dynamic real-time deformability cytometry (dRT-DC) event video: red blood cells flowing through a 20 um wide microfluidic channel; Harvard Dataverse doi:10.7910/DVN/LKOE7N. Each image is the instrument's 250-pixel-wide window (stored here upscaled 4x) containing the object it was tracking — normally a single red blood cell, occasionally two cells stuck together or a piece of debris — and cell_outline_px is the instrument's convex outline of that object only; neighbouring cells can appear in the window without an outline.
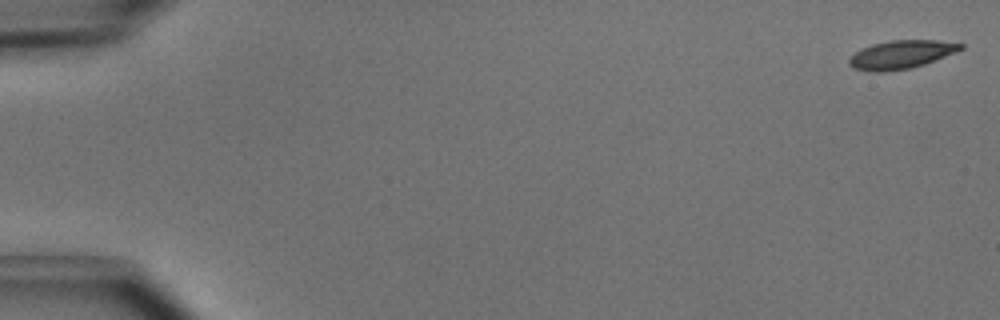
{"species": "common noctule bat (a hibernating species)", "species_latin": "Nyctalus noctula", "temperature_condition": "cold", "stored_images_in_passage": 50, "camera_frame_rate_fps": 3000, "um_per_image_px": 0.085, "animal": {"sex": "male", "body_mass_g": 15.6}, "frame": {"image": 1, "passage_image": 1, "time_ms": 0.0, "image_size_px": [1000, 320], "cell_outline_px": [[964, 48], [956, 52], [924, 64], [908, 68], [884, 72], [868, 72], [852, 68], [848, 64], [848, 60], [860, 48], [872, 44], [892, 40], [936, 40], [964, 44]], "centroid_in_image_um": [76.56, 4.64], "position_along_channel_um": 8.4, "area_um2": 18.44}}
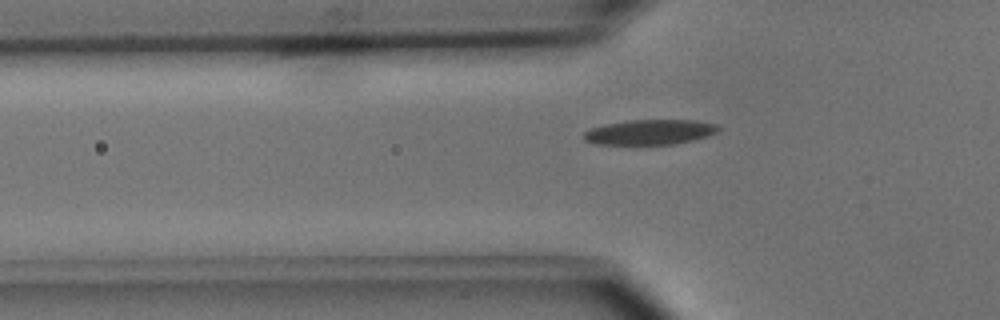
{"frame": {"image": 2, "passage_image": 17, "time_ms": 5.333, "image_size_px": [1000, 320], "cell_outline_px": [[720, 128], [716, 132], [708, 136], [692, 140], [672, 144], [592, 144], [584, 140], [584, 132], [592, 128], [604, 124], [628, 120], [696, 120], [716, 124]], "centroid_in_image_um": [55.22, 11.22], "position_along_channel_um": 70.6, "area_um2": 19.59}}
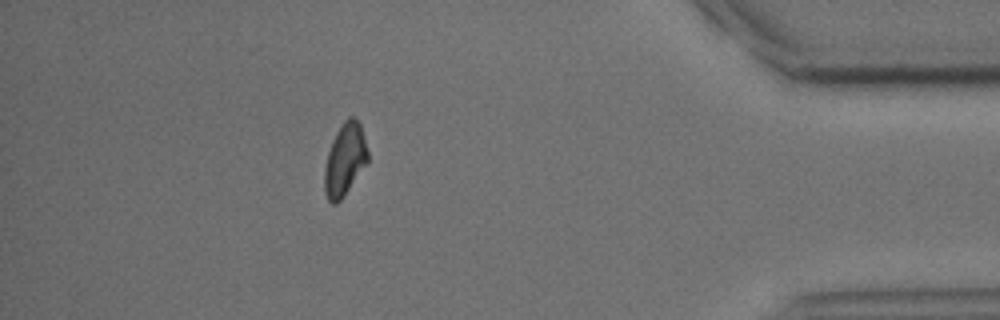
{"frame": {"image": 3, "passage_image": 45, "time_ms": 14.667, "image_size_px": [1000, 320], "cell_outline_px": [[368, 160], [344, 196], [336, 204], [332, 204], [328, 200], [324, 192], [324, 168], [328, 152], [332, 140], [336, 132], [344, 120], [348, 116], [352, 116], [360, 124], [368, 152]], "centroid_in_image_um": [29.28, 13.58], "position_along_channel_um": 405.9, "area_um2": 18.09}, "authors_computed_cell_mechanics": {"area_um2": 18.9873, "velocity_mm_per_s": 4.025, "shape_relaxation_time_tau1_ms": 3.3023, "shape_relaxation_time_tau2_ms": 8.1695, "deformation_change_tau1": 0.1075, "deformation_change_tau2": 0.1658}}